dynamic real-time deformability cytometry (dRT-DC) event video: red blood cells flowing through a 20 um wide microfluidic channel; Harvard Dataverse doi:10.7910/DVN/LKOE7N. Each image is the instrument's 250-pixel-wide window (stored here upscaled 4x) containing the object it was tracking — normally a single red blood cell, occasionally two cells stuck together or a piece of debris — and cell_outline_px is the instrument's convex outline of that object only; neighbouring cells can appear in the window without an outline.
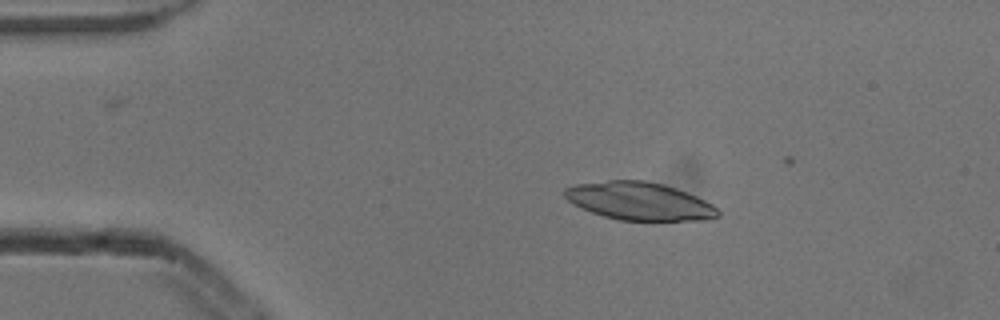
{"species": "common noctule bat (a hibernating species)", "species_latin": "Nyctalus noctula", "temperature_condition": "cold", "stored_images_in_passage": 3, "camera_frame_rate_fps": 3000, "um_per_image_px": 0.085, "animal": {"sex": "male", "body_mass_g": 13.3}, "frame": {"image": 1, "passage_image": 2, "time_ms": 0.333, "image_size_px": [1000, 320], "cell_outline_px": [[720, 216], [708, 220], [620, 220], [604, 216], [580, 208], [572, 204], [564, 196], [564, 188], [576, 184], [608, 180], [644, 180], [664, 184], [676, 188], [696, 196], [712, 204], [720, 212]], "centroid_in_image_um": [54.34, 17.09], "position_along_channel_um": 30.7, "area_um2": 33.87}}